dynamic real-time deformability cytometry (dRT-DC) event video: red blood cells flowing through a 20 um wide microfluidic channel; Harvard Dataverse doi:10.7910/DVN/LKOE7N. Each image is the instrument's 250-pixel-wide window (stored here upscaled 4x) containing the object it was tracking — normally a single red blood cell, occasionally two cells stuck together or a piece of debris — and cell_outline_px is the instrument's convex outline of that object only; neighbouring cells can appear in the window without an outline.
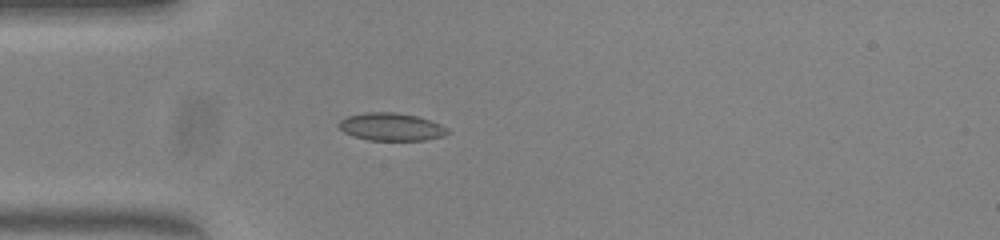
{"species": "common noctule bat (a hibernating species)", "species_latin": "Nyctalus noctula", "temperature_condition": "warm", "stored_images_in_passage": 32, "camera_frame_rate_fps": 3000, "um_per_image_px": 0.085, "animal": {"sex": "female", "body_mass_g": 23.0, "forearm_length_mm": 53.4}, "frame": {"image": 1, "passage_image": 1, "time_ms": 0.0, "image_size_px": [1000, 240], "cell_outline_px": [[448, 132], [444, 136], [424, 140], [368, 140], [344, 132], [336, 124], [340, 120], [348, 116], [368, 112], [396, 112], [416, 116], [440, 124], [448, 128]], "centroid_in_image_um": [33.25, 10.78], "position_along_channel_um": 51.8, "area_um2": 17.4}}
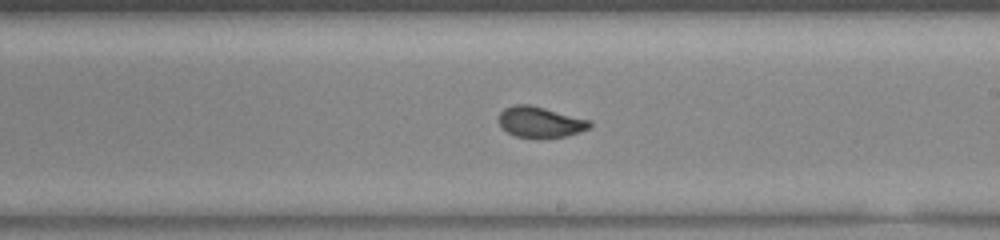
{"frame": {"image": 2, "passage_image": 16, "time_ms": 5.0, "image_size_px": [1000, 240], "cell_outline_px": [[592, 124], [588, 128], [564, 136], [516, 136], [508, 132], [500, 124], [500, 112], [504, 108], [516, 104], [532, 104], [588, 120]], "centroid_in_image_um": [45.88, 10.33], "position_along_channel_um": 243.1, "area_um2": 15.61}}
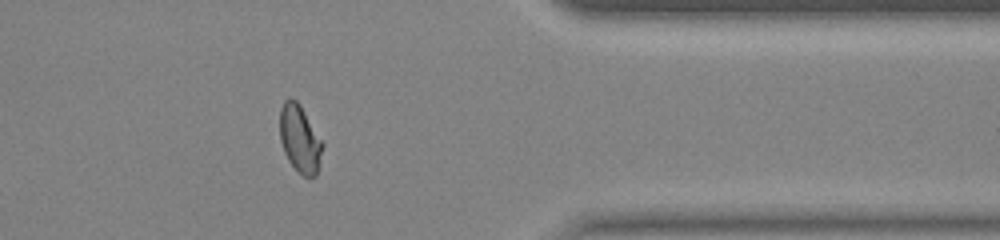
{"frame": {"image": 3, "passage_image": 28, "time_ms": 9.0, "image_size_px": [1000, 240], "cell_outline_px": [[324, 144], [316, 176], [304, 176], [288, 160], [284, 152], [280, 140], [280, 108], [284, 100], [288, 96], [292, 96], [300, 104]], "centroid_in_image_um": [25.47, 11.74], "position_along_channel_um": 385.9, "area_um2": 16.76}}